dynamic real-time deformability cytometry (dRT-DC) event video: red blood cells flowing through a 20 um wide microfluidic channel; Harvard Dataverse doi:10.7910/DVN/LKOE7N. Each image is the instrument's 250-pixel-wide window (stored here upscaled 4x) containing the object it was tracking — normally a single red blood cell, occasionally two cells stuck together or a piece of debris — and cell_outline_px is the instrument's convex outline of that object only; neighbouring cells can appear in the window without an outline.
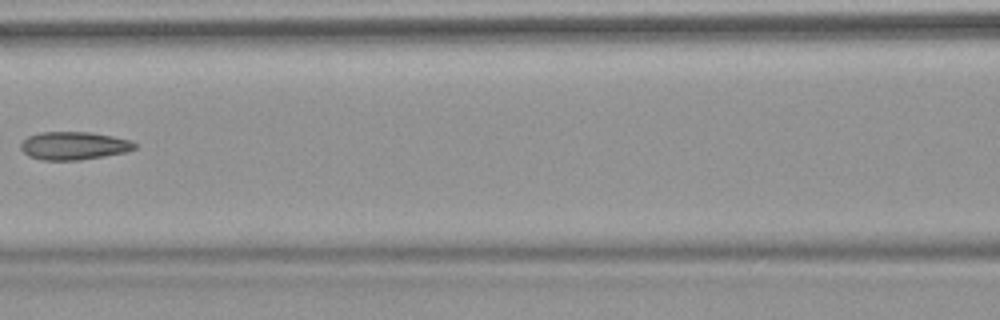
{"species": "common noctule bat (a hibernating species)", "species_latin": "Nyctalus noctula", "temperature_condition": "warm", "stored_images_in_passage": 8, "camera_frame_rate_fps": 3000, "um_per_image_px": 0.085, "animal": {"sex": "female", "body_mass_g": 18.4}, "frame": {"image": 1, "passage_image": 8, "time_ms": 8.333, "image_size_px": [1000, 320], "cell_outline_px": [[136, 148], [124, 152], [104, 156], [80, 160], [44, 160], [28, 156], [20, 148], [20, 144], [28, 136], [40, 132], [92, 132], [132, 140], [136, 144]], "centroid_in_image_um": [6.27, 12.38], "position_along_channel_um": 160.3, "area_um2": 18.61}}